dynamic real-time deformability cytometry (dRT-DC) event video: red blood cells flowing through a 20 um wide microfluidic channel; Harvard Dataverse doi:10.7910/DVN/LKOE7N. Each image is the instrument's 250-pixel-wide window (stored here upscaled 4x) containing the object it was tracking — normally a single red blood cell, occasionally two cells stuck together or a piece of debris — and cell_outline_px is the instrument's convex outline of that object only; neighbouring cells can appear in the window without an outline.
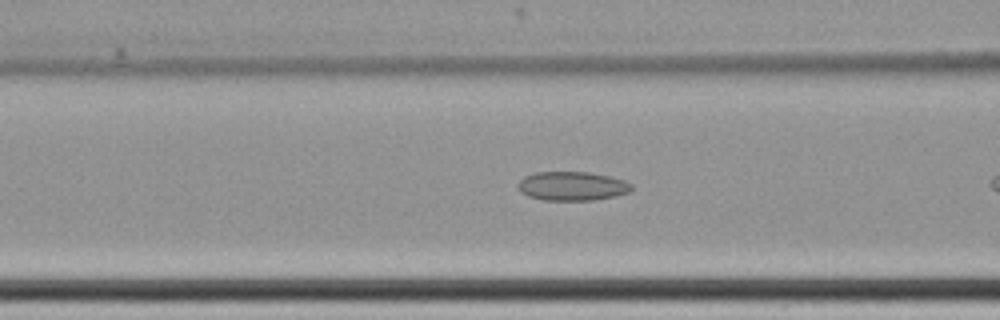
{"species": "common noctule bat (a hibernating species)", "species_latin": "Nyctalus noctula", "temperature_condition": "cold", "stored_images_in_passage": 11, "camera_frame_rate_fps": 3000, "um_per_image_px": 0.085, "animal": {"sex": "female", "body_mass_g": 22.7, "forearm_length_mm": 54.2}, "frame": {"image": 1, "passage_image": 8, "time_ms": 2.333, "image_size_px": [1000, 320], "cell_outline_px": [[632, 188], [628, 192], [616, 196], [592, 200], [544, 200], [528, 196], [520, 192], [516, 184], [524, 176], [536, 172], [588, 172], [608, 176], [624, 180], [632, 184]], "centroid_in_image_um": [48.6, 15.81], "position_along_channel_um": 118.0, "area_um2": 19.19}}